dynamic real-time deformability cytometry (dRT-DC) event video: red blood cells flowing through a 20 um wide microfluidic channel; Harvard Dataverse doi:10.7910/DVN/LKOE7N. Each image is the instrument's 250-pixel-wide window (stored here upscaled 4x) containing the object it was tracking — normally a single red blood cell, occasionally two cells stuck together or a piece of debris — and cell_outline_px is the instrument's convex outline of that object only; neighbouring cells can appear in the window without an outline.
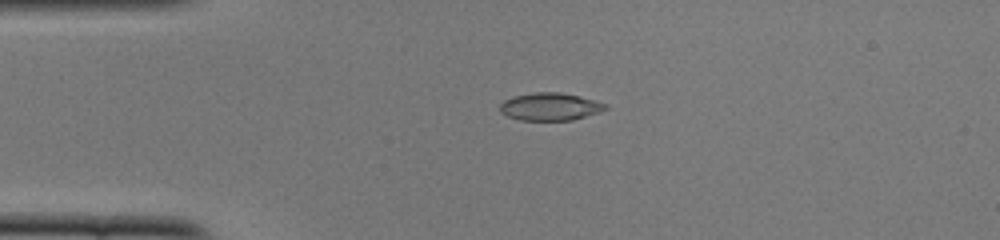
{"species": "common noctule bat (a hibernating species)", "species_latin": "Nyctalus noctula", "temperature_condition": "cold", "stored_images_in_passage": 51, "camera_frame_rate_fps": 3000, "um_per_image_px": 0.085, "animal": {"sex": "female", "body_mass_g": 22.0, "forearm_length_mm": 56.7}, "frame": {"image": 1, "passage_image": 12, "time_ms": 3.667, "image_size_px": [1000, 240], "cell_outline_px": [[608, 108], [600, 112], [572, 120], [520, 120], [508, 116], [500, 112], [500, 104], [504, 100], [516, 96], [536, 92], [560, 92], [580, 96], [608, 104]], "centroid_in_image_um": [46.79, 9.06], "position_along_channel_um": 38.2, "area_um2": 16.94}}
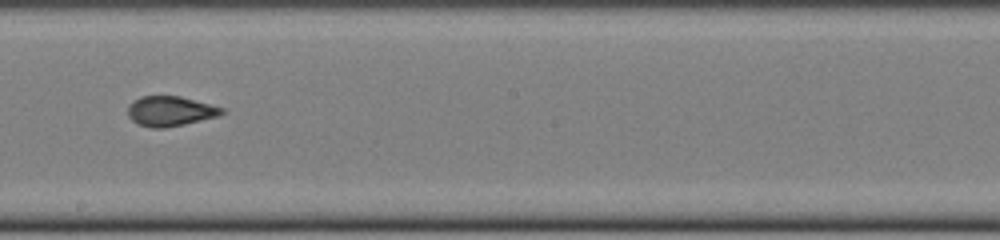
{"frame": {"image": 2, "passage_image": 29, "time_ms": 9.333, "image_size_px": [1000, 240], "cell_outline_px": [[224, 112], [220, 116], [184, 124], [164, 128], [152, 128], [136, 124], [128, 116], [128, 104], [140, 96], [180, 96], [224, 108]], "centroid_in_image_um": [14.45, 9.45], "position_along_channel_um": 233.8, "area_um2": 16.47}}
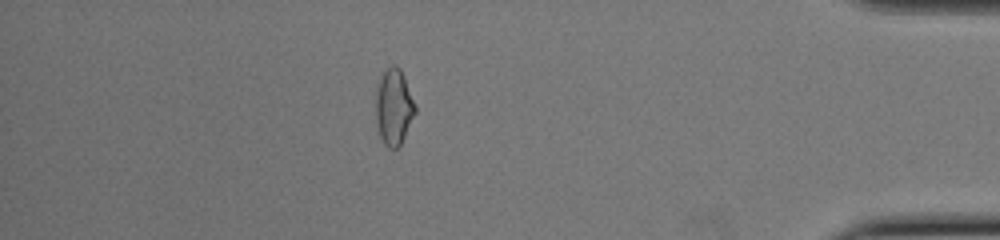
{"frame": {"image": 3, "passage_image": 45, "time_ms": 14.667, "image_size_px": [1000, 240], "cell_outline_px": [[416, 112], [400, 144], [396, 148], [388, 148], [384, 144], [380, 136], [376, 124], [376, 88], [384, 72], [392, 64], [396, 64], [400, 68], [404, 76], [416, 108]], "centroid_in_image_um": [33.46, 9.09], "position_along_channel_um": 401.7, "area_um2": 17.22}, "authors_computed_cell_mechanics": {"area_um2": 16.7042, "velocity_mm_per_s": 3.9269, "shape_relaxation_time_tau1_ms": null, "shape_relaxation_time_tau2_ms": 1.1406, "deformation_change_tau1": null, "deformation_change_tau2": 0.0595}}